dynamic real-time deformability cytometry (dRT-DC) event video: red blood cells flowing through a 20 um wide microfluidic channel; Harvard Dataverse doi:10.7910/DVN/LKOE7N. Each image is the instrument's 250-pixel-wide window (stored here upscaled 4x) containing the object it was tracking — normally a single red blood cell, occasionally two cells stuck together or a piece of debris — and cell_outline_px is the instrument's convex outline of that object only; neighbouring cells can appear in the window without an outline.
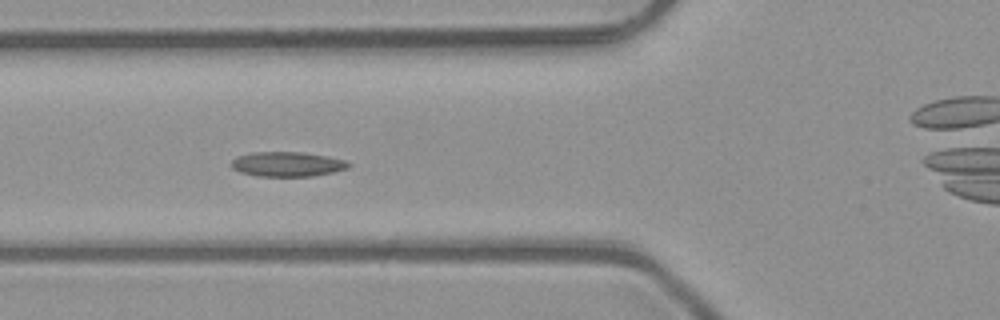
{"species": "common noctule bat (a hibernating species)", "species_latin": "Nyctalus noctula", "temperature_condition": "room temperature", "stored_images_in_passage": 7, "camera_frame_rate_fps": 3000, "um_per_image_px": 0.085, "animal": {"sex": "male", "body_mass_g": 23.1, "forearm_length_mm": 52.7}, "frame": {"image": 1, "passage_image": 5, "time_ms": 1.333, "image_size_px": [1000, 320], "cell_outline_px": [[352, 164], [348, 168], [332, 172], [312, 176], [256, 176], [240, 172], [232, 168], [228, 164], [236, 156], [252, 152], [304, 152], [328, 156], [344, 160]], "centroid_in_image_um": [24.38, 13.95], "position_along_channel_um": 101.4, "area_um2": 17.05}}
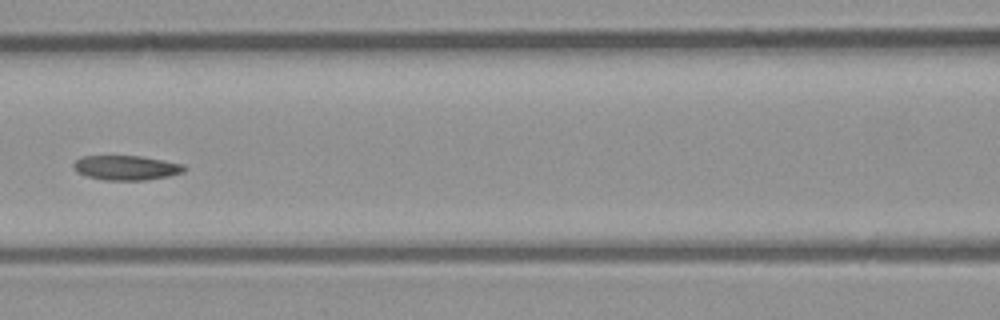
{"frame": {"image": 2, "passage_image": 6, "time_ms": 1.667, "image_size_px": [1000, 320], "cell_outline_px": [[188, 168], [184, 172], [168, 176], [144, 180], [104, 180], [88, 176], [76, 172], [72, 164], [80, 156], [140, 156], [164, 160], [184, 164]], "centroid_in_image_um": [10.74, 14.25], "position_along_channel_um": 155.9, "area_um2": 15.95}}
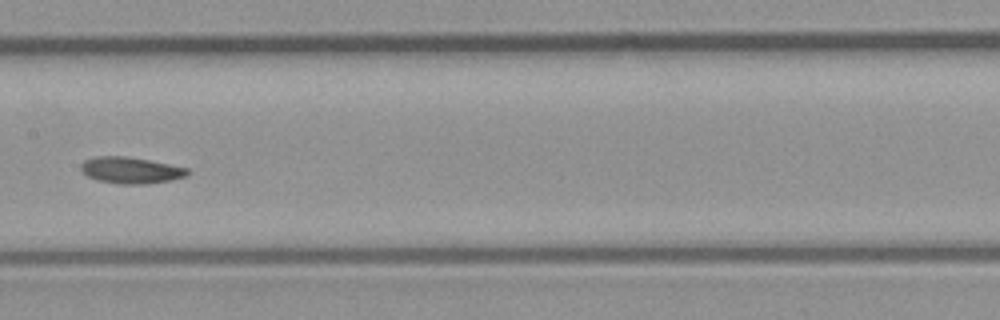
{"frame": {"image": 3, "passage_image": 7, "time_ms": 2.0, "image_size_px": [1000, 320], "cell_outline_px": [[192, 172], [188, 176], [148, 184], [120, 184], [96, 180], [88, 176], [80, 168], [80, 164], [84, 160], [96, 156], [128, 156], [188, 168]], "centroid_in_image_um": [11.12, 14.47], "position_along_channel_um": 196.3, "area_um2": 16.47}}